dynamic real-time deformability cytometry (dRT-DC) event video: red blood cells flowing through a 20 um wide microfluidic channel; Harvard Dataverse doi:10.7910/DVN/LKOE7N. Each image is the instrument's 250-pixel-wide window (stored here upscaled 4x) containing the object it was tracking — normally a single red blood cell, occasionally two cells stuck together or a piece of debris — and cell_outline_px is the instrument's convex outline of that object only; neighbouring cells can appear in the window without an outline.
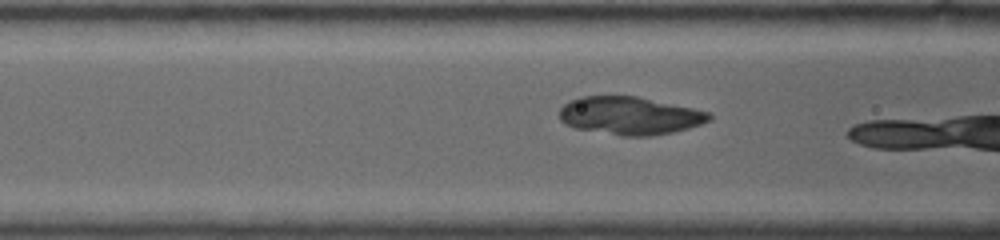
{"species": "common noctule bat (a hibernating species)", "species_latin": "Nyctalus noctula", "temperature_condition": "warm", "stored_images_in_passage": 23, "camera_frame_rate_fps": 4500, "um_per_image_px": 0.085, "animal": {"sex": "female", "body_mass_g": 19.0, "forearm_length_mm": 53.3}, "frame": {"image": 1, "passage_image": 7, "time_ms": 2.222, "image_size_px": [1000, 240], "cell_outline_px": [[712, 116], [708, 120], [700, 124], [688, 128], [672, 132], [648, 136], [624, 136], [576, 128], [564, 124], [560, 120], [560, 108], [568, 100], [580, 96], [636, 96], [712, 112]], "centroid_in_image_um": [53.51, 9.82], "position_along_channel_um": 113.1, "area_um2": 33.0}}